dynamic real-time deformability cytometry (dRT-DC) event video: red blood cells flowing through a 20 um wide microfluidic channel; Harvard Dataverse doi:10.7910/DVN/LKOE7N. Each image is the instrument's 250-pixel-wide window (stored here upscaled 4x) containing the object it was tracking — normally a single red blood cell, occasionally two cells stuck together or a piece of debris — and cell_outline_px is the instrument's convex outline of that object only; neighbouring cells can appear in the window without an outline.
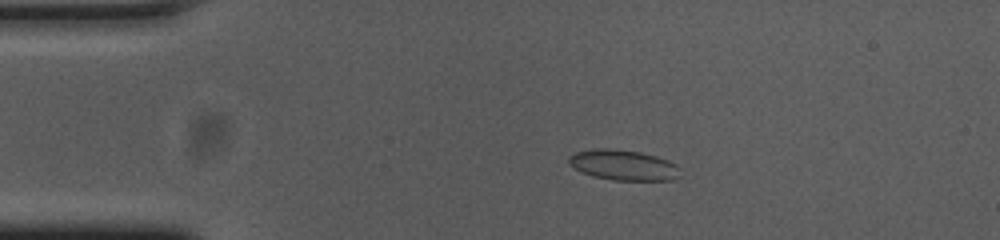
{"species": "common noctule bat (a hibernating species)", "species_latin": "Nyctalus noctula", "temperature_condition": "cold", "stored_images_in_passage": 54, "camera_frame_rate_fps": 3000, "um_per_image_px": 0.085, "animal": {"sex": "female", "body_mass_g": 23.0, "forearm_length_mm": 53.4}, "frame": {"image": 1, "passage_image": 10, "time_ms": 3.0, "image_size_px": [1000, 240], "cell_outline_px": [[680, 176], [672, 180], [612, 180], [592, 176], [576, 168], [568, 160], [568, 156], [576, 152], [600, 148], [608, 148], [640, 152], [656, 156], [668, 160], [676, 164]], "centroid_in_image_um": [53.01, 14.03], "position_along_channel_um": 32.0, "area_um2": 19.48}}
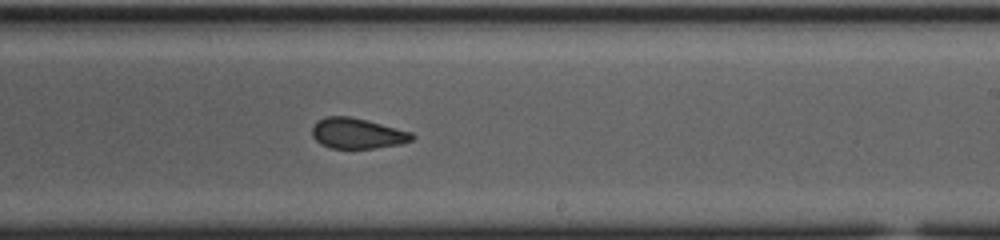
{"frame": {"image": 2, "passage_image": 32, "time_ms": 10.333, "image_size_px": [1000, 240], "cell_outline_px": [[416, 136], [412, 140], [400, 144], [372, 148], [328, 148], [320, 144], [312, 136], [312, 128], [320, 120], [328, 116], [348, 116], [412, 132]], "centroid_in_image_um": [30.37, 11.35], "position_along_channel_um": 258.6, "area_um2": 17.46}}
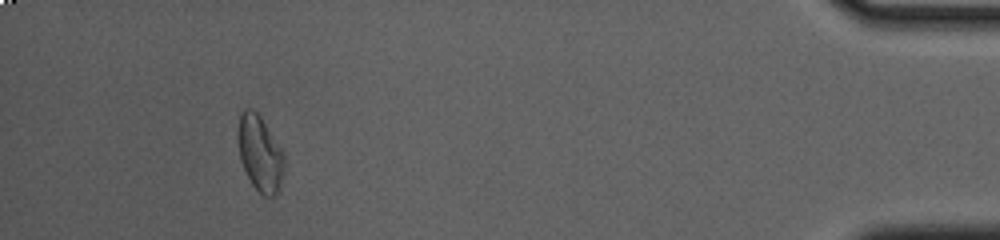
{"frame": {"image": 3, "passage_image": 50, "time_ms": 16.333, "image_size_px": [1000, 240], "cell_outline_px": [[284, 172], [280, 184], [276, 192], [272, 196], [264, 196], [252, 184], [240, 160], [236, 136], [240, 112], [244, 108], [252, 108], [260, 116], [284, 152]], "centroid_in_image_um": [22.07, 12.99], "position_along_channel_um": 413.1, "area_um2": 20.46}, "authors_computed_cell_mechanics": {"area_um2": 18.7561, "velocity_mm_per_s": 3.6976, "shape_relaxation_time_tau1_ms": null, "shape_relaxation_time_tau2_ms": 1.6124, "deformation_change_tau1": null, "deformation_change_tau2": 0.0836}}